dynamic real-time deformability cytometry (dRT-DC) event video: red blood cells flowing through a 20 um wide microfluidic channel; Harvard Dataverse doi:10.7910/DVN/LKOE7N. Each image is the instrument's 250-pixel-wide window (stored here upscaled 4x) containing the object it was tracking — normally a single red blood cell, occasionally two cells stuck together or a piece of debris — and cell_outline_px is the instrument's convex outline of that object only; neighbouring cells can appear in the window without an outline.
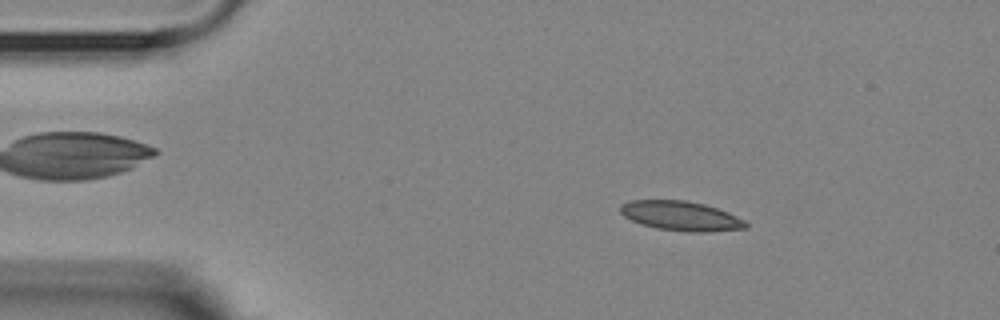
{"species": "Egyptian fruit bat (a non-hibernating species)", "species_latin": "Rousettus aegyptiacus", "temperature_condition": "room temperature", "stored_images_in_passage": 54, "camera_frame_rate_fps": 3000, "um_per_image_px": 0.085, "animal": {"sex": "female"}, "frame": {"image": 1, "passage_image": 8, "time_ms": 2.333, "image_size_px": [1000, 320], "cell_outline_px": [[748, 228], [708, 232], [688, 232], [656, 228], [640, 224], [624, 216], [620, 212], [620, 204], [628, 200], [684, 200], [704, 204], [728, 212], [744, 220], [748, 224]], "centroid_in_image_um": [57.86, 18.35], "position_along_channel_um": 27.1, "area_um2": 21.68}}
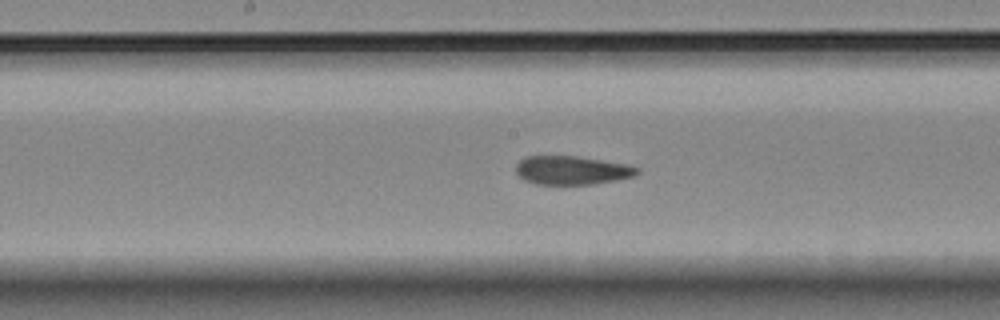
{"frame": {"image": 2, "passage_image": 27, "time_ms": 8.667, "image_size_px": [1000, 320], "cell_outline_px": [[640, 172], [632, 176], [616, 180], [592, 184], [536, 184], [524, 180], [516, 172], [516, 164], [524, 156], [576, 156], [628, 164], [640, 168]], "centroid_in_image_um": [48.6, 14.47], "position_along_channel_um": 199.6, "area_um2": 20.23}}
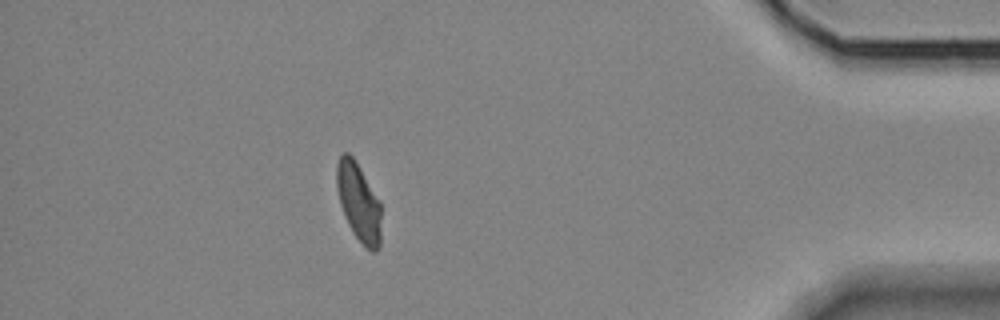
{"frame": {"image": 3, "passage_image": 48, "time_ms": 15.667, "image_size_px": [1000, 320], "cell_outline_px": [[380, 244], [376, 252], [372, 252], [364, 248], [352, 232], [344, 216], [340, 204], [336, 188], [336, 164], [340, 156], [344, 152], [348, 152], [352, 156], [380, 200]], "centroid_in_image_um": [30.47, 17.21], "position_along_channel_um": 404.7, "area_um2": 20.46}, "authors_computed_cell_mechanics": {"area_um2": 21.1259, "velocity_mm_per_s": 3.5968, "shape_relaxation_time_tau1_ms": null, "shape_relaxation_time_tau2_ms": 2.6402, "deformation_change_tau1": null, "deformation_change_tau2": 0.0786}}